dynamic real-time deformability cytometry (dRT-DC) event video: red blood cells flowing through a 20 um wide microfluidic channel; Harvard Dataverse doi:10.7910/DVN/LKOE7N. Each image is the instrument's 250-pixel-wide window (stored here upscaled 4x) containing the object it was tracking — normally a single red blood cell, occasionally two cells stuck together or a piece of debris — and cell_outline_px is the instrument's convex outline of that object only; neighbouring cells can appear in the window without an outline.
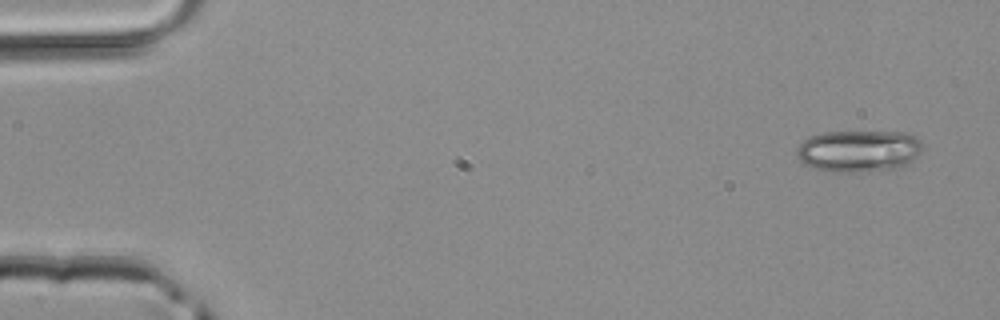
{"species": "common noctule bat (a hibernating species)", "species_latin": "Nyctalus noctula", "temperature_condition": "room temperature", "stored_images_in_passage": 5, "camera_frame_rate_fps": 3000, "um_per_image_px": 0.085, "animal": {"sex": "male", "body_mass_g": 20.4}, "frame": {"image": 1, "passage_image": 1, "time_ms": 0.0, "image_size_px": [1000, 320], "cell_outline_px": [[924, 148], [908, 164], [900, 168], [864, 172], [832, 172], [816, 168], [800, 160], [796, 156], [796, 148], [808, 136], [824, 132], [904, 132], [916, 136], [924, 144]], "centroid_in_image_um": [73.02, 12.83], "position_along_channel_um": 12.0, "area_um2": 30.98}}
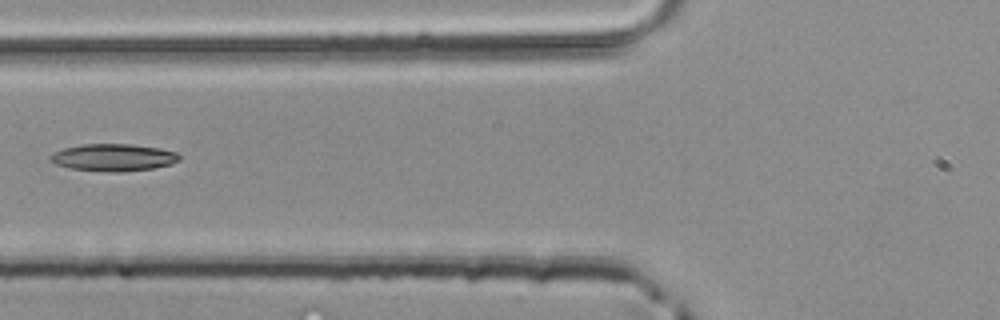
{"frame": {"image": 2, "passage_image": 5, "time_ms": 1.333, "image_size_px": [1000, 320], "cell_outline_px": [[180, 160], [172, 164], [152, 168], [120, 172], [116, 172], [72, 168], [56, 164], [48, 160], [48, 156], [64, 148], [80, 144], [132, 144], [160, 148], [176, 152], [180, 156]], "centroid_in_image_um": [9.65, 13.37], "position_along_channel_um": 116.1, "area_um2": 20.35}}